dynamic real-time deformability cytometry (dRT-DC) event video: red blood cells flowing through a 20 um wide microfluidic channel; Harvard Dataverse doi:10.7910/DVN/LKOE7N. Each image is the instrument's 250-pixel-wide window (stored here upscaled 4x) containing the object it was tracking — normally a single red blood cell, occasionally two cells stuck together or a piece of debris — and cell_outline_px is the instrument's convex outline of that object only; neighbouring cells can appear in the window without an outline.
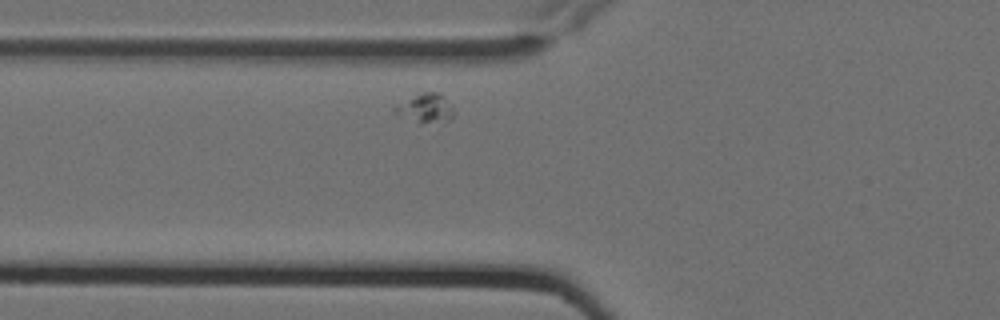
{"species": "Egyptian fruit bat (a non-hibernating species)", "species_latin": "Rousettus aegyptiacus", "temperature_condition": "cold", "stored_images_in_passage": 4, "camera_frame_rate_fps": 3000, "um_per_image_px": 0.085, "animal": {"sex": "female"}, "frame": {"image": 1, "passage_image": 2, "time_ms": 0.333, "image_size_px": [1000, 320], "cell_outline_px": [[452, 116], [444, 124], [420, 124], [392, 112], [392, 108], [424, 92], [440, 92], [452, 104]], "centroid_in_image_um": [36.22, 9.25], "position_along_channel_um": 89.6, "area_um2": 10.06}}
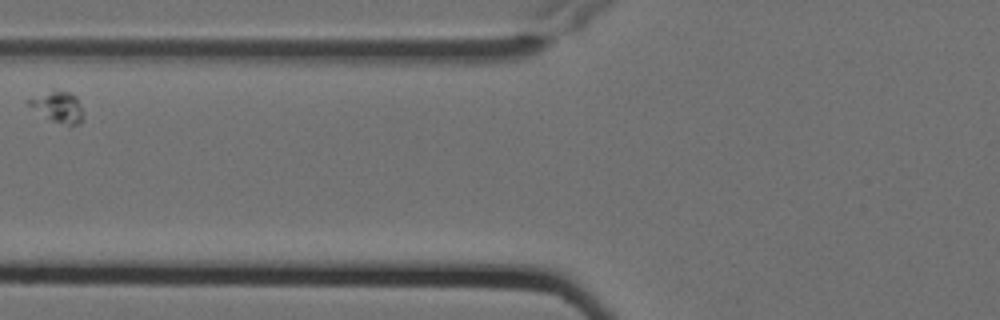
{"frame": {"image": 2, "passage_image": 3, "time_ms": 0.667, "image_size_px": [1000, 320], "cell_outline_px": [[84, 120], [80, 124], [72, 128], [68, 128], [52, 120], [28, 104], [28, 100], [56, 88], [68, 92], [76, 96], [84, 112]], "centroid_in_image_um": [5.06, 9.13], "position_along_channel_um": 120.7, "area_um2": 10.0}}